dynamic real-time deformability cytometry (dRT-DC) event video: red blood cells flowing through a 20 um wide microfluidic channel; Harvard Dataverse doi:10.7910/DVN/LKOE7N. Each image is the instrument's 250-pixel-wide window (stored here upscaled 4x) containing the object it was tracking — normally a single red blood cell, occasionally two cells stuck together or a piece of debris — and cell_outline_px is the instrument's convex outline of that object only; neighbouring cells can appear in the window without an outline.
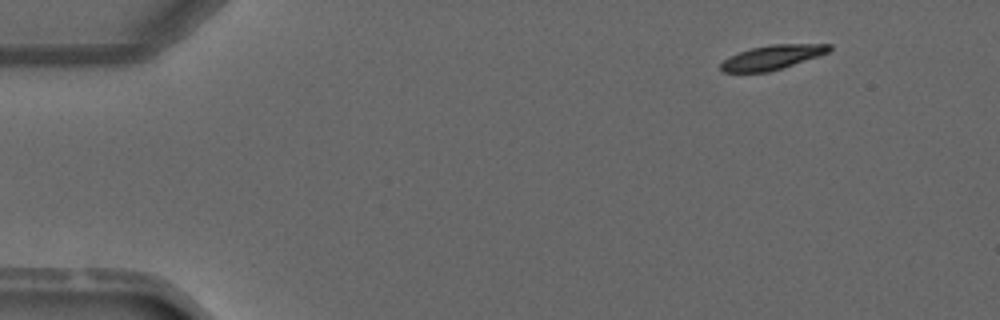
{"species": "common noctule bat (a hibernating species)", "species_latin": "Nyctalus noctula", "temperature_condition": "warm", "stored_images_in_passage": 3, "camera_frame_rate_fps": 3000, "um_per_image_px": 0.085, "animal": {"sex": "male", "forearm_length_mm": 52.5}, "frame": {"image": 1, "passage_image": 3, "time_ms": 2.667, "image_size_px": [1000, 320], "cell_outline_px": [[832, 48], [828, 52], [768, 72], [724, 72], [720, 68], [720, 64], [728, 56], [752, 48], [772, 44], [832, 44]], "centroid_in_image_um": [65.6, 4.86], "position_along_channel_um": 19.4, "area_um2": 15.03}}